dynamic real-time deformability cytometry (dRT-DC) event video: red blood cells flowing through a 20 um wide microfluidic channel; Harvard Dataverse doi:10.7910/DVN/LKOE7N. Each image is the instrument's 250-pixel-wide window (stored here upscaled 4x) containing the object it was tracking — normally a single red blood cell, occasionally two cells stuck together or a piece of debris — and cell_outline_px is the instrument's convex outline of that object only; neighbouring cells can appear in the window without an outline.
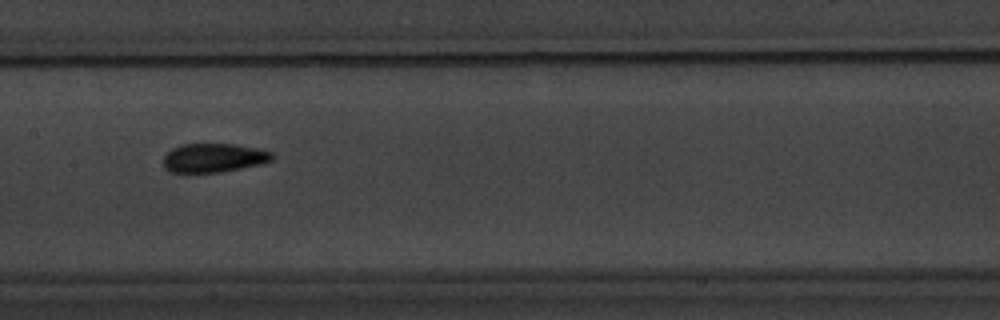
{"species": "common noctule bat (a hibernating species)", "species_latin": "Nyctalus noctula", "temperature_condition": "warm", "stored_images_in_passage": 8, "camera_frame_rate_fps": 3000, "um_per_image_px": 0.085, "animal": {"sex": "male", "body_mass_g": 20.1, "forearm_length_mm": 53.5}, "frame": {"image": 1, "passage_image": 5, "time_ms": 4.667, "image_size_px": [1000, 320], "cell_outline_px": [[276, 156], [272, 160], [264, 164], [220, 172], [168, 172], [164, 168], [164, 156], [172, 148], [184, 144], [236, 144], [260, 148], [272, 152]], "centroid_in_image_um": [18.23, 13.41], "position_along_channel_um": 189.2, "area_um2": 18.55}}
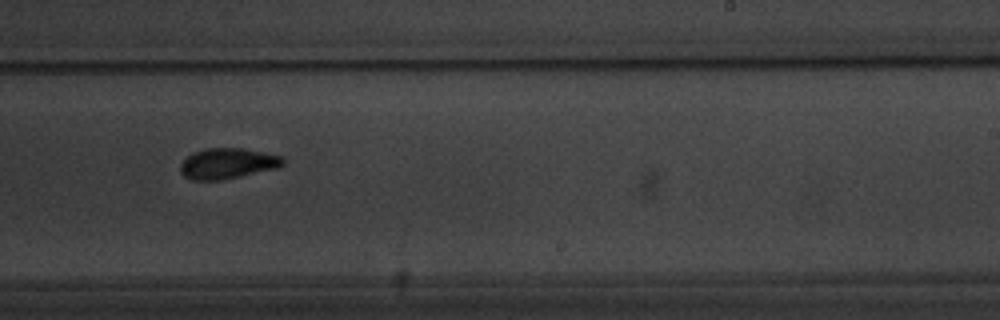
{"frame": {"image": 2, "passage_image": 7, "time_ms": 7.0, "image_size_px": [1000, 320], "cell_outline_px": [[284, 164], [276, 168], [240, 176], [220, 180], [192, 180], [184, 176], [180, 172], [180, 164], [192, 152], [208, 148], [244, 148], [284, 156]], "centroid_in_image_um": [19.34, 13.88], "position_along_channel_um": 269.7, "area_um2": 18.32}}
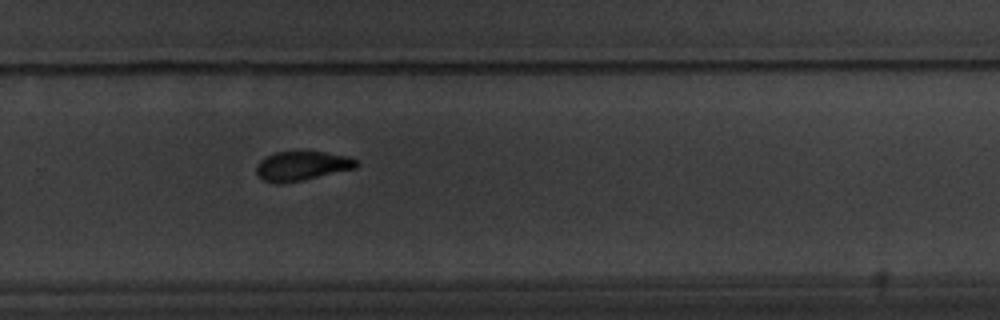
{"frame": {"image": 3, "passage_image": 8, "time_ms": 8.0, "image_size_px": [1000, 320], "cell_outline_px": [[360, 164], [356, 168], [304, 180], [280, 184], [276, 184], [264, 180], [256, 176], [256, 164], [264, 156], [276, 152], [324, 152], [348, 156], [356, 160]], "centroid_in_image_um": [25.63, 14.11], "position_along_channel_um": 304.2, "area_um2": 17.28}}